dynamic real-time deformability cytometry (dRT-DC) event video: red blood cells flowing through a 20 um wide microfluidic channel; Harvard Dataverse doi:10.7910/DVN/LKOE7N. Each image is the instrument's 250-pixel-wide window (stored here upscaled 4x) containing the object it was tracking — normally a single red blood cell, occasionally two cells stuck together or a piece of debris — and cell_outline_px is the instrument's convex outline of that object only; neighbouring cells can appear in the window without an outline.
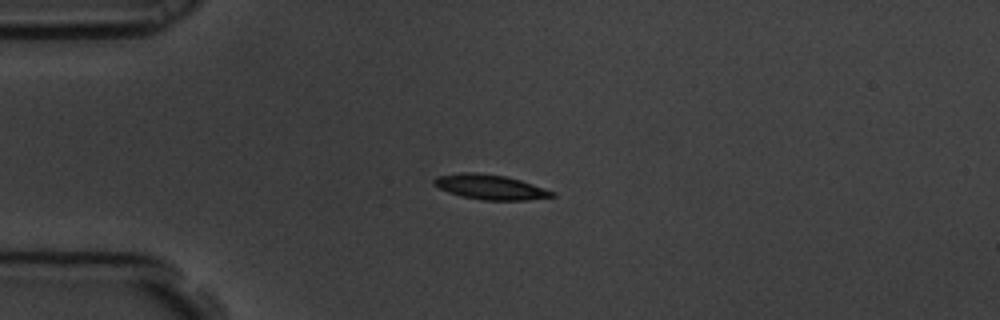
{"species": "common noctule bat (a hibernating species)", "species_latin": "Nyctalus noctula", "temperature_condition": "room temperature", "stored_images_in_passage": 5, "camera_frame_rate_fps": 3000, "um_per_image_px": 0.085, "animal": {"sex": "male", "body_mass_g": 19.5, "forearm_length_mm": 54.6}, "frame": {"image": 1, "passage_image": 5, "time_ms": 1.333, "image_size_px": [1000, 320], "cell_outline_px": [[556, 196], [528, 200], [480, 200], [460, 196], [448, 192], [432, 184], [432, 180], [436, 176], [460, 172], [476, 172], [504, 176], [520, 180], [556, 192]], "centroid_in_image_um": [41.64, 15.9], "position_along_channel_um": 43.4, "area_um2": 17.22}}